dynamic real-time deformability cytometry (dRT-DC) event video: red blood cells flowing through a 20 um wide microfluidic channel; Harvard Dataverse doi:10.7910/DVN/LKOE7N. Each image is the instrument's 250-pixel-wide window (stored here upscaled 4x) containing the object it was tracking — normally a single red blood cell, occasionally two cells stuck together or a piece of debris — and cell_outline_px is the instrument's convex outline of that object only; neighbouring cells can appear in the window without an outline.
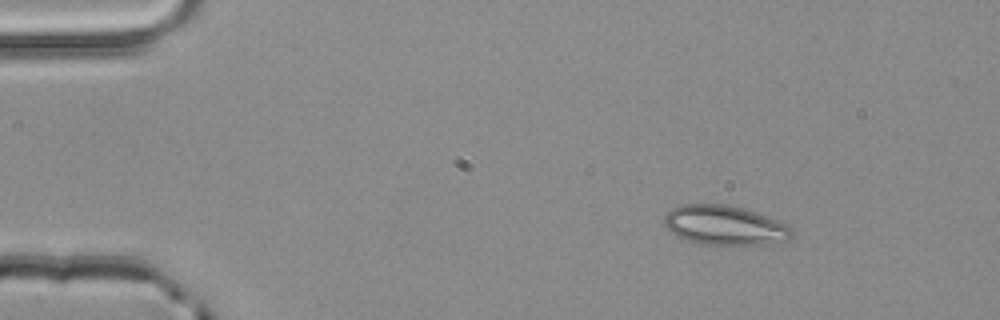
{"species": "common noctule bat (a hibernating species)", "species_latin": "Nyctalus noctula", "temperature_condition": "room temperature", "stored_images_in_passage": 2, "camera_frame_rate_fps": 3000, "um_per_image_px": 0.085, "animal": {"sex": "male", "body_mass_g": 20.4}, "frame": {"image": 1, "passage_image": 1, "time_ms": 0.0, "image_size_px": [1000, 320], "cell_outline_px": [[792, 236], [788, 240], [768, 244], [740, 248], [700, 244], [676, 236], [664, 224], [664, 216], [672, 208], [680, 204], [724, 204], [744, 208], [756, 212], [788, 224], [792, 228]], "centroid_in_image_um": [61.64, 19.19], "position_along_channel_um": 23.4, "area_um2": 30.35}}